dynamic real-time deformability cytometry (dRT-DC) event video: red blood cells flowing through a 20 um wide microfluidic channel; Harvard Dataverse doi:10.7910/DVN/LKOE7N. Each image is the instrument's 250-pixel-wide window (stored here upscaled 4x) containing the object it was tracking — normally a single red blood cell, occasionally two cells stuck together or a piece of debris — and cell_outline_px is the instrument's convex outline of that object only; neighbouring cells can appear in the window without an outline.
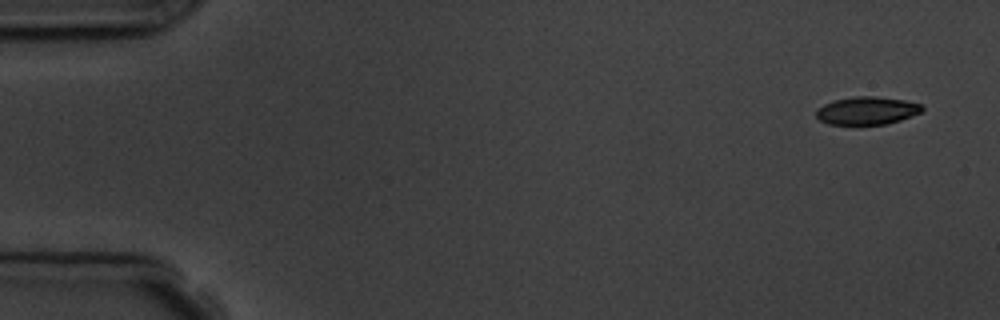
{"species": "common noctule bat (a hibernating species)", "species_latin": "Nyctalus noctula", "temperature_condition": "room temperature", "stored_images_in_passage": 5, "camera_frame_rate_fps": 3000, "um_per_image_px": 0.085, "animal": {"sex": "male", "body_mass_g": 19.5, "forearm_length_mm": 54.6}, "frame": {"image": 1, "passage_image": 1, "time_ms": 0.0, "image_size_px": [1000, 320], "cell_outline_px": [[924, 108], [920, 112], [900, 120], [884, 124], [828, 124], [820, 120], [816, 116], [816, 108], [824, 104], [836, 100], [856, 96], [872, 96], [904, 100], [920, 104]], "centroid_in_image_um": [73.66, 9.4], "position_along_channel_um": 11.3, "area_um2": 16.94}}
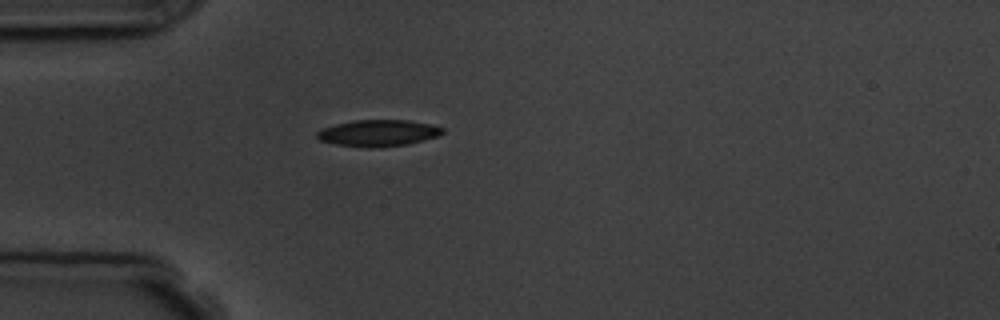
{"frame": {"image": 2, "passage_image": 5, "time_ms": 4.333, "image_size_px": [1000, 320], "cell_outline_px": [[444, 132], [440, 136], [408, 144], [376, 148], [368, 148], [336, 144], [320, 140], [316, 136], [316, 132], [324, 128], [336, 124], [352, 120], [408, 120], [428, 124], [444, 128]], "centroid_in_image_um": [32.17, 11.31], "position_along_channel_um": 52.8, "area_um2": 19.42}}